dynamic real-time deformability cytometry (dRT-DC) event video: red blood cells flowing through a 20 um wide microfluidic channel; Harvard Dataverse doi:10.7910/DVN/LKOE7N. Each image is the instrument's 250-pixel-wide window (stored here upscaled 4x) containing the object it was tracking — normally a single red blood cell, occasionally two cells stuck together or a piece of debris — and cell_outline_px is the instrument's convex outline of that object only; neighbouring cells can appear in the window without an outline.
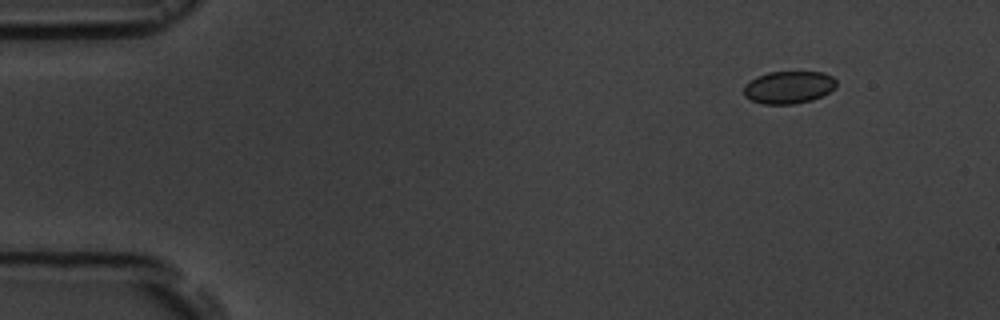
{"species": "common noctule bat (a hibernating species)", "species_latin": "Nyctalus noctula", "temperature_condition": "room temperature", "stored_images_in_passage": 5, "camera_frame_rate_fps": 3000, "um_per_image_px": 0.085, "animal": {"sex": "male", "body_mass_g": 19.5, "forearm_length_mm": 54.6}, "frame": {"image": 1, "passage_image": 2, "time_ms": 1.333, "image_size_px": [1000, 320], "cell_outline_px": [[836, 84], [828, 92], [812, 100], [792, 104], [764, 104], [752, 100], [744, 96], [744, 84], [756, 76], [768, 72], [824, 72], [832, 76], [836, 80]], "centroid_in_image_um": [67.0, 7.41], "position_along_channel_um": 18.0, "area_um2": 17.46}}
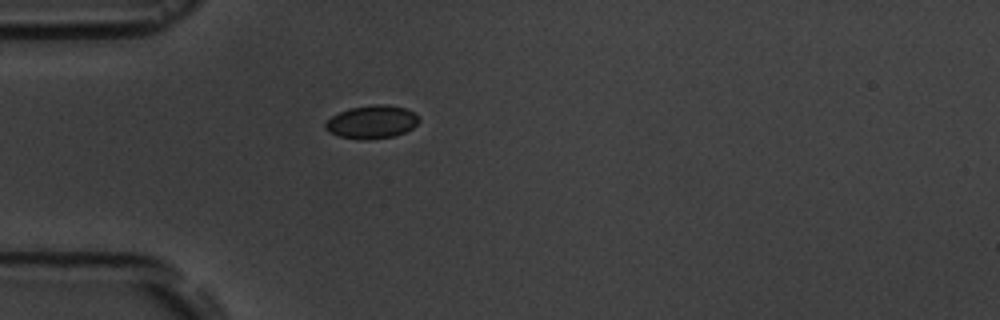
{"frame": {"image": 2, "passage_image": 5, "time_ms": 4.667, "image_size_px": [1000, 320], "cell_outline_px": [[420, 120], [412, 128], [396, 136], [364, 140], [340, 136], [328, 132], [324, 128], [324, 124], [332, 116], [348, 108], [376, 104], [388, 104], [404, 108], [420, 116]], "centroid_in_image_um": [31.61, 10.36], "position_along_channel_um": 53.4, "area_um2": 18.09}}